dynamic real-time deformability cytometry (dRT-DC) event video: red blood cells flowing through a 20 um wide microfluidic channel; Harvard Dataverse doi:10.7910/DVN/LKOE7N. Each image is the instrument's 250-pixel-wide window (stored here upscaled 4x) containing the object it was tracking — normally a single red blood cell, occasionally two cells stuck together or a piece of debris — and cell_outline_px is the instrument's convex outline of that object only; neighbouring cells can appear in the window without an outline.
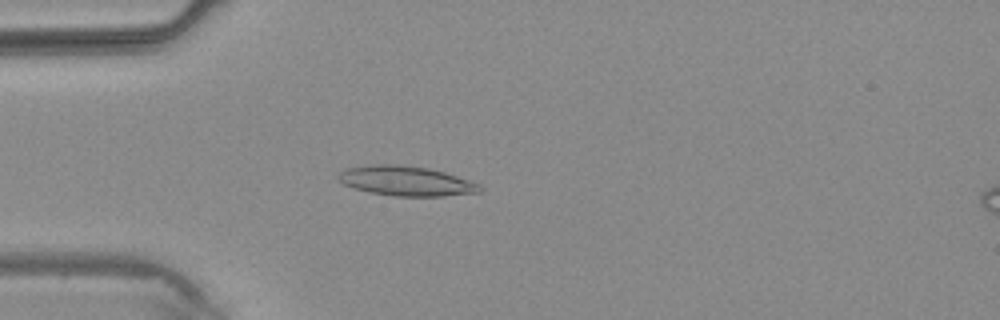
{"species": "common noctule bat (a hibernating species)", "species_latin": "Nyctalus noctula", "temperature_condition": "warm", "stored_images_in_passage": 3, "camera_frame_rate_fps": 3000, "um_per_image_px": 0.085, "animal": {"sex": "male", "body_mass_g": 20.4}, "frame": {"image": 1, "passage_image": 2, "time_ms": 1.0, "image_size_px": [1000, 320], "cell_outline_px": [[484, 188], [480, 192], [444, 196], [396, 196], [368, 192], [352, 188], [336, 180], [336, 176], [344, 168], [372, 164], [400, 164], [428, 168], [444, 172], [480, 184]], "centroid_in_image_um": [34.46, 15.38], "position_along_channel_um": 50.5, "area_um2": 24.8}}